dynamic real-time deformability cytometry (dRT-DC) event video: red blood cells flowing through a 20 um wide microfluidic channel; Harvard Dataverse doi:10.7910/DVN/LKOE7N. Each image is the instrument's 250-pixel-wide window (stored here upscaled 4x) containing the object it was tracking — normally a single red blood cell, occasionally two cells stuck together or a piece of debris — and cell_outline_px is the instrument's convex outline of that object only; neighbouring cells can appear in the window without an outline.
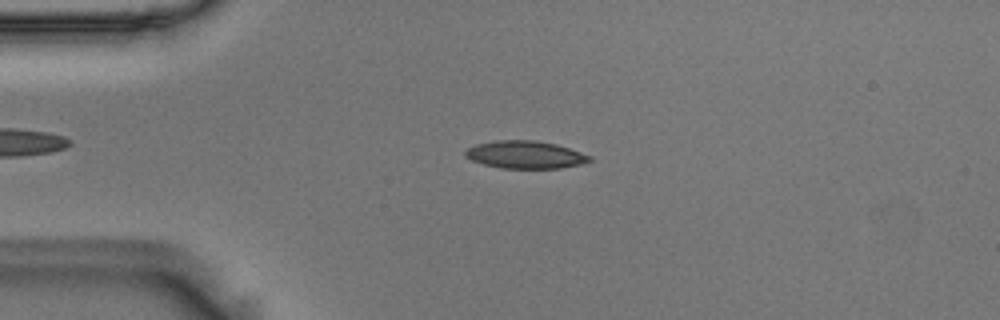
{"species": "Egyptian fruit bat (a non-hibernating species)", "species_latin": "Rousettus aegyptiacus", "temperature_condition": "room temperature", "stored_images_in_passage": 52, "camera_frame_rate_fps": 3000, "um_per_image_px": 0.085, "animal": {"sex": "male"}, "frame": {"image": 1, "passage_image": 10, "time_ms": 3.0, "image_size_px": [1000, 320], "cell_outline_px": [[592, 160], [580, 164], [560, 168], [500, 168], [484, 164], [472, 160], [464, 156], [464, 152], [468, 148], [476, 144], [496, 140], [536, 140], [556, 144], [592, 156]], "centroid_in_image_um": [44.63, 13.14], "position_along_channel_um": 40.4, "area_um2": 19.94}}
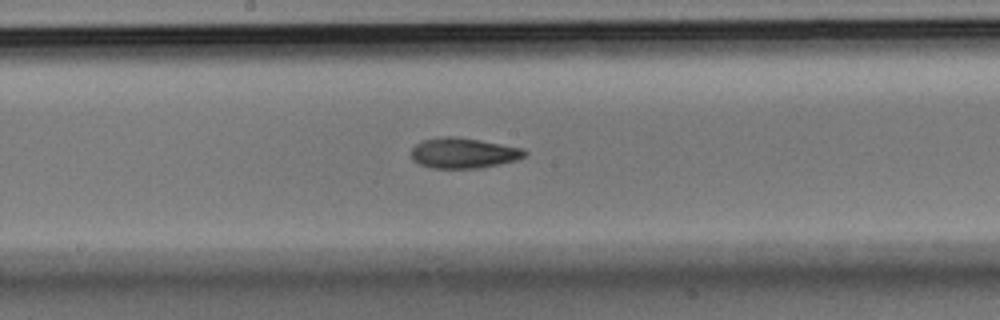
{"frame": {"image": 2, "passage_image": 26, "time_ms": 8.333, "image_size_px": [1000, 320], "cell_outline_px": [[528, 152], [524, 156], [516, 160], [500, 164], [480, 168], [432, 168], [420, 164], [412, 160], [412, 148], [420, 140], [440, 136], [456, 136], [480, 140], [524, 148]], "centroid_in_image_um": [39.38, 12.99], "position_along_channel_um": 208.8, "area_um2": 20.29}}
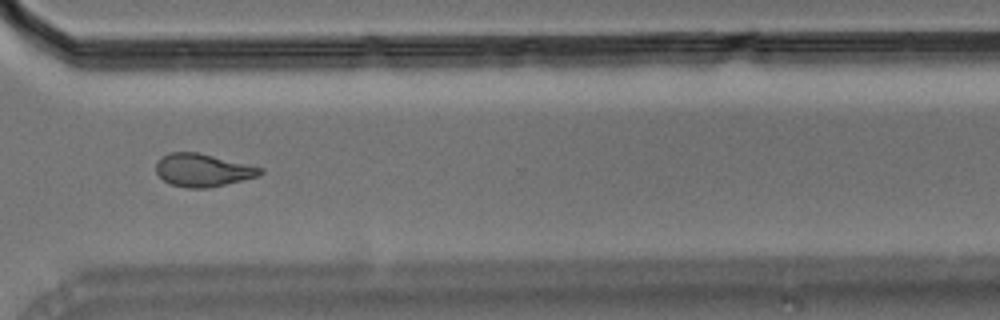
{"frame": {"image": 3, "passage_image": 38, "time_ms": 12.333, "image_size_px": [1000, 320], "cell_outline_px": [[264, 172], [256, 176], [208, 188], [188, 188], [172, 184], [164, 180], [156, 172], [156, 164], [168, 152], [196, 152], [264, 168]], "centroid_in_image_um": [17.23, 14.46], "position_along_channel_um": 353.4, "area_um2": 19.48}, "authors_computed_cell_mechanics": {"area_um2": 19.8254, "velocity_mm_per_s": 3.6204, "shape_relaxation_time_tau1_ms": 4.5102, "shape_relaxation_time_tau2_ms": 3.5653, "deformation_change_tau1": 0.1595, "deformation_change_tau2": 0.1056}}